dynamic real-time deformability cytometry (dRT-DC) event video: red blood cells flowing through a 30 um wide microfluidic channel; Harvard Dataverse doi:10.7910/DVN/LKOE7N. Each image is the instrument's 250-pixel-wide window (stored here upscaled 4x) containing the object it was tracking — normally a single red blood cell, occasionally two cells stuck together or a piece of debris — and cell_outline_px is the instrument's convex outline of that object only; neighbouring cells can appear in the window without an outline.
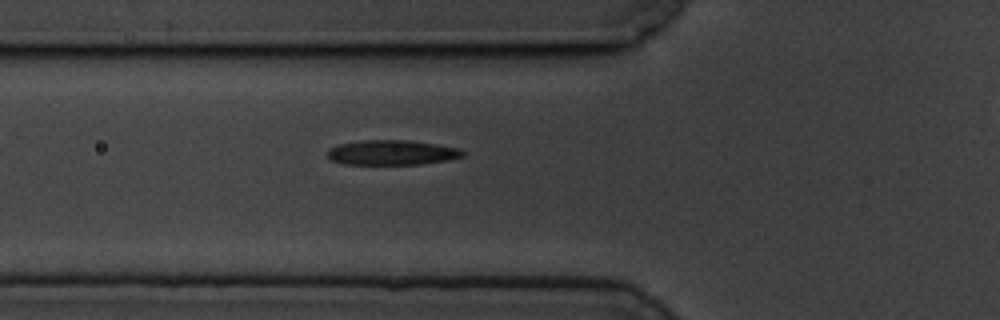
{"species": "common noctule bat (a hibernating species)", "species_latin": "Nyctalus noctula", "temperature_condition": "cold", "stored_images_in_passage": 19, "camera_frame_rate_fps": 3000, "um_per_image_px": 0.085, "animal": {"sex": "male", "body_mass_g": 19.5, "forearm_length_mm": 54.6}, "frame": {"image": 1, "passage_image": 5, "time_ms": 1.333, "image_size_px": [1000, 320], "cell_outline_px": [[464, 156], [448, 160], [420, 164], [344, 164], [328, 160], [324, 156], [324, 152], [328, 148], [340, 144], [364, 140], [408, 140], [436, 144], [460, 148], [464, 152]], "centroid_in_image_um": [33.24, 12.97], "position_along_channel_um": 92.6, "area_um2": 19.88}}
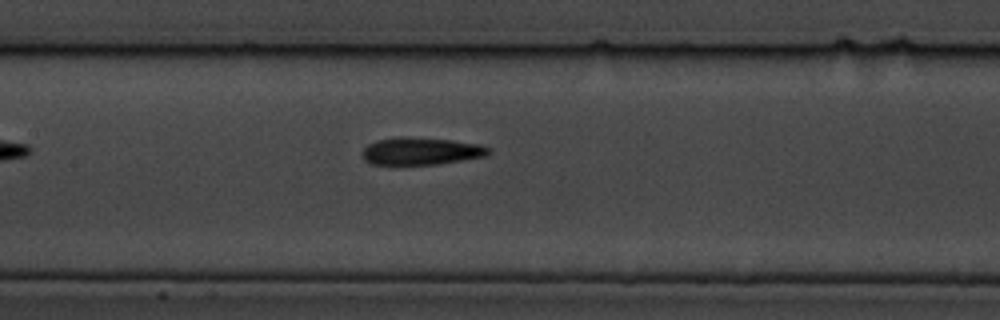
{"frame": {"image": 2, "passage_image": 12, "time_ms": 3.667, "image_size_px": [1000, 320], "cell_outline_px": [[492, 152], [488, 156], [436, 164], [372, 164], [364, 160], [360, 152], [368, 144], [376, 140], [400, 136], [452, 140], [480, 144], [492, 148]], "centroid_in_image_um": [35.81, 12.84], "position_along_channel_um": 171.6, "area_um2": 20.35}}
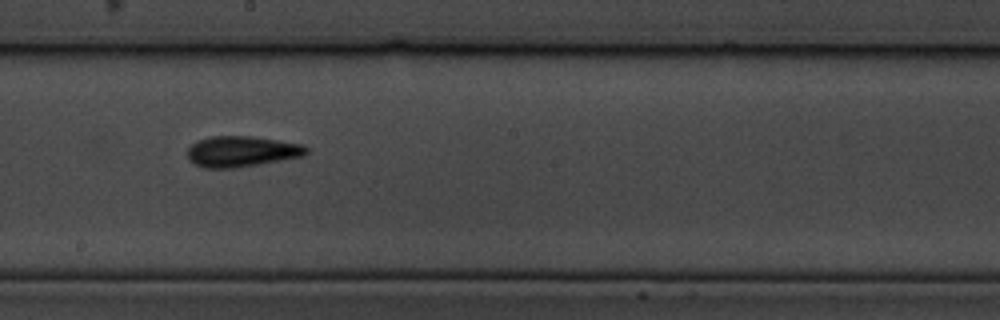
{"frame": {"image": 3, "passage_image": 17, "time_ms": 5.333, "image_size_px": [1000, 320], "cell_outline_px": [[308, 152], [304, 156], [236, 168], [204, 168], [188, 160], [188, 148], [196, 140], [212, 136], [252, 136], [304, 144], [308, 148]], "centroid_in_image_um": [20.55, 12.87], "position_along_channel_um": 227.7, "area_um2": 21.44}}